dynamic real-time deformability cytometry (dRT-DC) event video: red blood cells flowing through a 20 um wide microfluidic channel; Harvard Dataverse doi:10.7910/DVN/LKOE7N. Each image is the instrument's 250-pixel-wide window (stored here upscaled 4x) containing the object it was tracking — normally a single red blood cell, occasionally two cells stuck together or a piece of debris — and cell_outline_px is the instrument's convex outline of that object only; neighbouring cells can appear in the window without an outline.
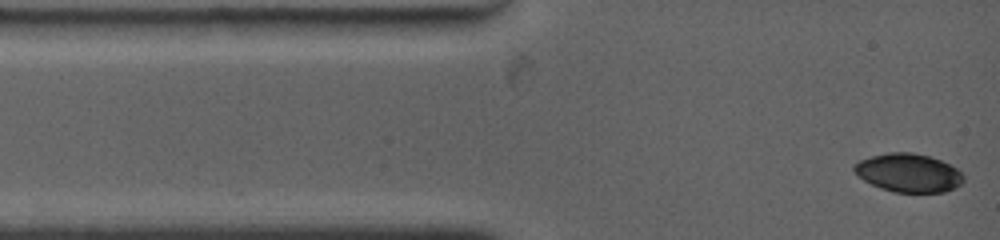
{"species": "common noctule bat (a hibernating species)", "species_latin": "Nyctalus noctula", "temperature_condition": "warm", "stored_images_in_passage": 62, "camera_frame_rate_fps": 4500, "um_per_image_px": 0.085, "animal": {"sex": "female", "body_mass_g": 19.0, "forearm_length_mm": 53.3}, "frame": {"image": 1, "passage_image": 1, "time_ms": 0.0, "image_size_px": [1000, 240], "cell_outline_px": [[964, 180], [960, 184], [944, 192], [892, 192], [880, 188], [864, 180], [852, 168], [852, 164], [860, 160], [872, 156], [888, 152], [912, 152], [928, 156], [940, 160], [956, 168], [964, 176]], "centroid_in_image_um": [77.2, 14.69], "position_along_channel_um": 7.8, "area_um2": 24.33}}
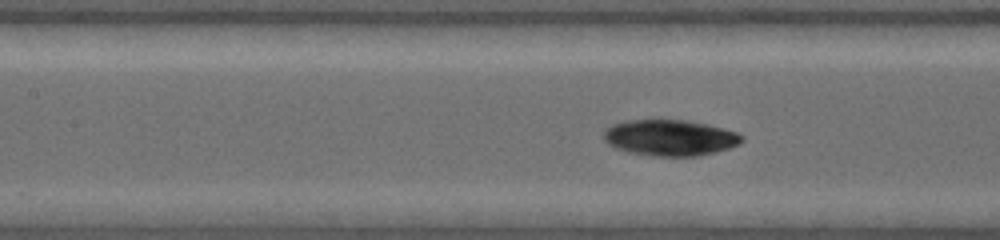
{"frame": {"image": 2, "passage_image": 32, "time_ms": 4.889, "image_size_px": [1000, 240], "cell_outline_px": [[744, 140], [740, 144], [716, 152], [696, 156], [652, 156], [628, 152], [616, 148], [608, 144], [604, 140], [604, 132], [612, 124], [628, 120], [684, 120], [708, 124], [724, 128], [736, 132], [744, 136]], "centroid_in_image_um": [56.97, 11.71], "position_along_channel_um": 150.4, "area_um2": 29.07}}
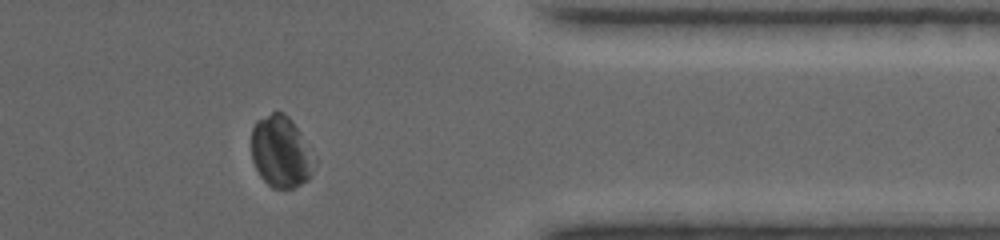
{"frame": {"image": 3, "passage_image": 55, "time_ms": 11.556, "image_size_px": [1000, 240], "cell_outline_px": [[316, 164], [312, 176], [308, 180], [292, 188], [272, 188], [260, 176], [252, 160], [252, 128], [256, 120], [272, 112], [284, 112], [292, 120], [316, 160]], "centroid_in_image_um": [23.88, 12.91], "position_along_channel_um": 387.5, "area_um2": 26.3}, "authors_computed_cell_mechanics": {"area_um2": 28.5532, "velocity_mm_per_s": 3.8042, "shape_relaxation_time_tau1_ms": null, "shape_relaxation_time_tau2_ms": 5.9493, "deformation_change_tau1": null, "deformation_change_tau2": 0.0738}}